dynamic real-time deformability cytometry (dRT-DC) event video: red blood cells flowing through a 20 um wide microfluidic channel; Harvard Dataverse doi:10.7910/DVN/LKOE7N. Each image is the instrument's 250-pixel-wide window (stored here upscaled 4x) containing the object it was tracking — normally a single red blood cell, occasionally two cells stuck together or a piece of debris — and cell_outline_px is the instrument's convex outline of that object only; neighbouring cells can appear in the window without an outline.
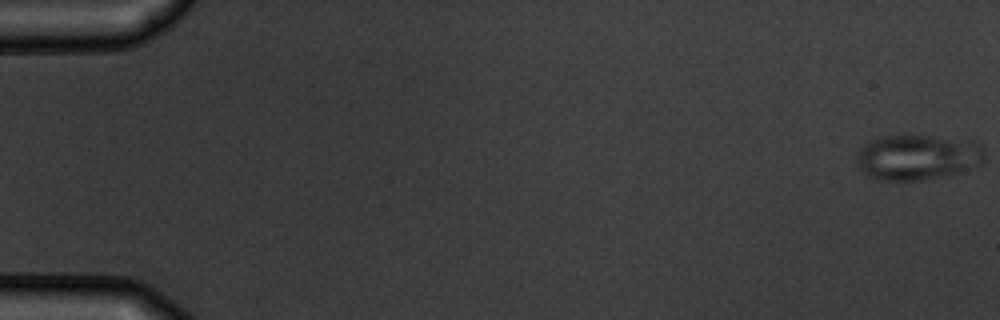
{"species": "common noctule bat (a hibernating species)", "species_latin": "Nyctalus noctula", "temperature_condition": "warm", "stored_images_in_passage": 6, "camera_frame_rate_fps": 3000, "um_per_image_px": 0.085, "animal": {"sex": "male", "body_mass_g": 19.5, "forearm_length_mm": 54.6}, "frame": {"image": 1, "passage_image": 1, "time_ms": 0.0, "image_size_px": [1000, 320], "cell_outline_px": [[984, 160], [980, 164], [952, 172], [920, 180], [880, 180], [868, 176], [860, 168], [856, 160], [856, 156], [860, 148], [864, 144], [872, 140], [884, 136], [904, 132], [972, 140], [980, 144], [984, 152]], "centroid_in_image_um": [77.94, 13.29], "position_along_channel_um": 7.1, "area_um2": 34.04}}